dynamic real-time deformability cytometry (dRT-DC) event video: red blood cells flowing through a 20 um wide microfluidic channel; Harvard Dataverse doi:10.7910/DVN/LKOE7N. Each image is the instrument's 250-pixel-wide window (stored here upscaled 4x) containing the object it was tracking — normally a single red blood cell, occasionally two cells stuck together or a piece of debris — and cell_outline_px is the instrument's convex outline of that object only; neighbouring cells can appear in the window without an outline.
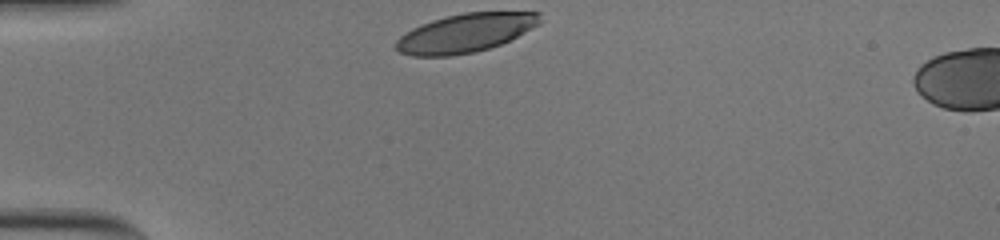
{"species": "human", "species_latin": "Homo sapiens", "temperature_condition": "cold", "stored_images_in_passage": 31, "camera_frame_rate_fps": 3000, "um_per_image_px": 0.085, "donor": {"sex": "male"}, "frame": {"image": 1, "passage_image": 1, "time_ms": 0.0, "image_size_px": [1000, 240], "cell_outline_px": [[540, 24], [500, 44], [476, 52], [452, 56], [412, 56], [400, 52], [396, 48], [396, 40], [404, 32], [412, 28], [432, 20], [464, 12], [540, 12]], "centroid_in_image_um": [39.53, 2.81], "position_along_channel_um": 45.5, "area_um2": 32.25}}
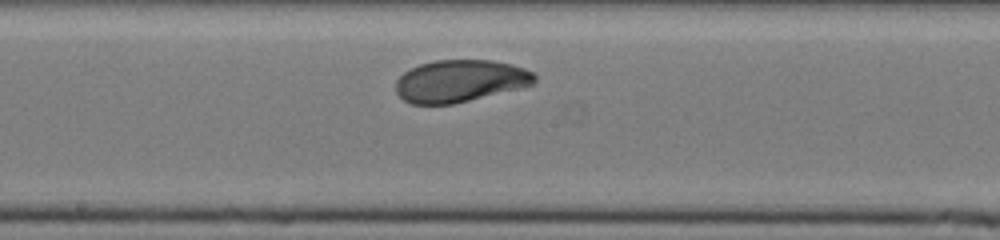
{"frame": {"image": 2, "passage_image": 17, "time_ms": 5.333, "image_size_px": [1000, 240], "cell_outline_px": [[536, 80], [532, 84], [452, 104], [412, 104], [404, 100], [396, 92], [396, 80], [404, 72], [420, 64], [436, 60], [492, 60], [524, 68], [532, 72], [536, 76]], "centroid_in_image_um": [39.06, 6.87], "position_along_channel_um": 209.1, "area_um2": 33.52}}
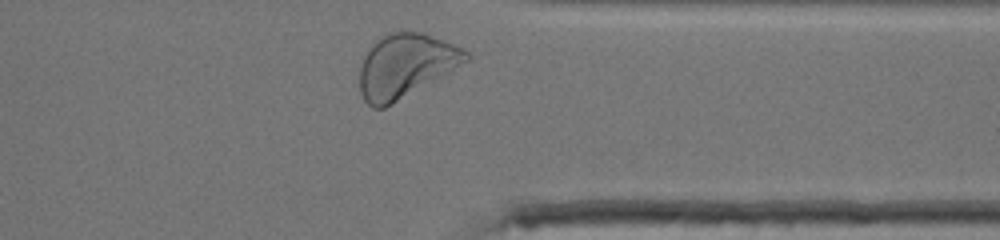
{"frame": {"image": 3, "passage_image": 31, "time_ms": 10.0, "image_size_px": [1000, 240], "cell_outline_px": [[472, 56], [468, 60], [384, 108], [372, 108], [364, 100], [360, 92], [360, 68], [364, 52], [376, 40], [392, 32], [420, 32], [464, 48]], "centroid_in_image_um": [34.43, 5.58], "position_along_channel_um": 377.0, "area_um2": 38.73}, "authors_computed_cell_mechanics": {"area_um2": 34.2754, "velocity_mm_per_s": 3.6365, "shape_relaxation_time_tau1_ms": 2.7512, "shape_relaxation_time_tau2_ms": 3.8657, "deformation_change_tau1": 0.1505, "deformation_change_tau2": 0.0891}}